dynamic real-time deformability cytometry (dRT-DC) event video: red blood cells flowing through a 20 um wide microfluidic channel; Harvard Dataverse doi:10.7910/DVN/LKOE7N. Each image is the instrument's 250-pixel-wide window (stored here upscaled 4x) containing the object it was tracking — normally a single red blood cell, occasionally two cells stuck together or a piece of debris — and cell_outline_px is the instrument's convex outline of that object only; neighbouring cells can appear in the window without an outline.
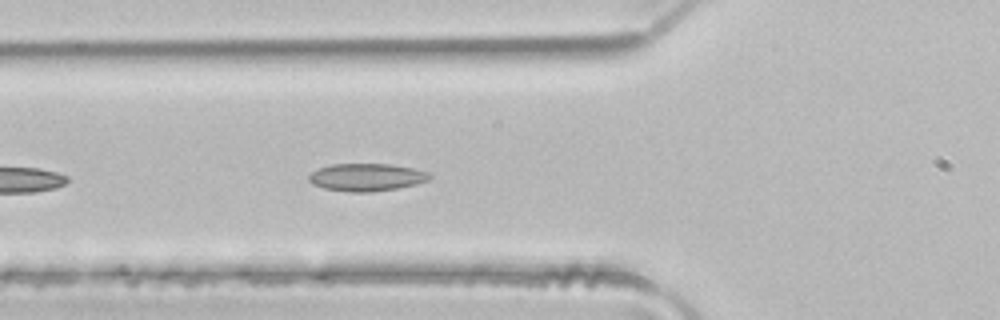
{"species": "common noctule bat (a hibernating species)", "species_latin": "Nyctalus noctula", "temperature_condition": "room temperature", "stored_images_in_passage": 10, "camera_frame_rate_fps": 3000, "um_per_image_px": 0.085, "animal": {"sex": "male", "body_mass_g": 21.5, "forearm_length_mm": 52.0}, "frame": {"image": 1, "passage_image": 5, "time_ms": 1.333, "image_size_px": [1000, 320], "cell_outline_px": [[432, 176], [428, 180], [416, 184], [396, 188], [372, 192], [352, 192], [324, 188], [312, 184], [308, 180], [308, 176], [312, 172], [320, 168], [332, 164], [392, 164], [412, 168], [428, 172]], "centroid_in_image_um": [31.15, 15.06], "position_along_channel_um": 94.6, "area_um2": 19.31}}